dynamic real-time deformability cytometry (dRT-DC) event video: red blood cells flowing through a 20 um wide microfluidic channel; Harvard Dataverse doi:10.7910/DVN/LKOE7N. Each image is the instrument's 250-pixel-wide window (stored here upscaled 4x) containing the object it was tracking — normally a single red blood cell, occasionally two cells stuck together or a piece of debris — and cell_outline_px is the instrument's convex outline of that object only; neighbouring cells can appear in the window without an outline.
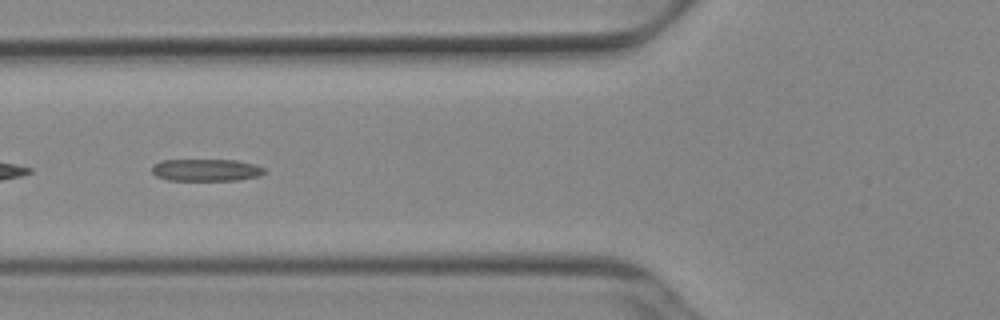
{"species": "Egyptian fruit bat (a non-hibernating species)", "species_latin": "Rousettus aegyptiacus", "temperature_condition": "cold", "stored_images_in_passage": 28, "camera_frame_rate_fps": 3000, "um_per_image_px": 0.085, "animal": {"sex": "female"}, "frame": {"image": 1, "passage_image": 20, "time_ms": 6.333, "image_size_px": [1000, 320], "cell_outline_px": [[264, 172], [260, 176], [240, 180], [168, 180], [156, 176], [152, 172], [152, 164], [160, 160], [236, 160], [256, 164], [264, 168]], "centroid_in_image_um": [17.51, 14.45], "position_along_channel_um": 108.3, "area_um2": 14.62}}